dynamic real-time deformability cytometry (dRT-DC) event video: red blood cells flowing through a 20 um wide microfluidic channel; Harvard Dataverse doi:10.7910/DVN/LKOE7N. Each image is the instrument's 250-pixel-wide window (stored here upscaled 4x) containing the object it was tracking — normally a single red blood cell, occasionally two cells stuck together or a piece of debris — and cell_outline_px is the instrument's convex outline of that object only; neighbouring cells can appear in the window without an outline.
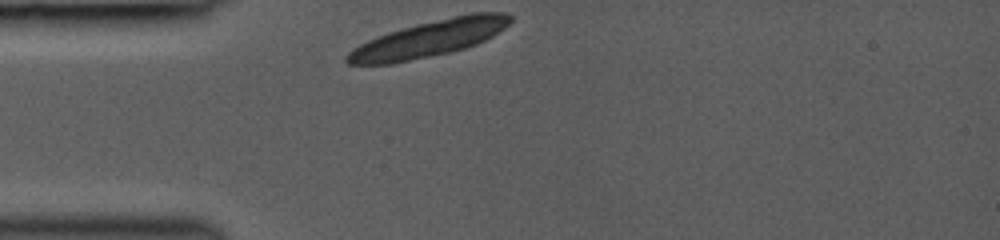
{"species": "common noctule bat (a hibernating species)", "species_latin": "Nyctalus noctula", "temperature_condition": "room temperature", "stored_images_in_passage": 8, "camera_frame_rate_fps": 3000, "um_per_image_px": 0.085, "animal": {"sex": "female", "body_mass_g": 19.0, "forearm_length_mm": 53.3}, "frame": {"image": 1, "passage_image": 1, "time_ms": 0.0, "image_size_px": [1000, 240], "cell_outline_px": [[512, 20], [504, 28], [492, 36], [476, 44], [464, 48], [448, 52], [392, 64], [348, 64], [344, 60], [344, 56], [352, 48], [376, 36], [388, 32], [416, 24], [452, 16], [472, 12], [508, 12], [512, 16]], "centroid_in_image_um": [36.46, 3.27], "position_along_channel_um": 48.5, "area_um2": 34.51}}